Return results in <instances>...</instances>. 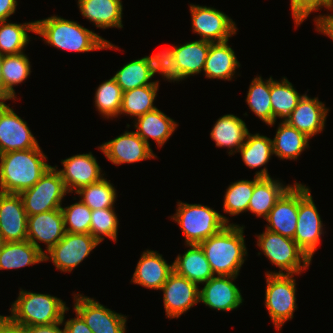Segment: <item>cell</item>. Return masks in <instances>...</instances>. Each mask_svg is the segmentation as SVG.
Wrapping results in <instances>:
<instances>
[{
	"label": "cell",
	"instance_id": "obj_1",
	"mask_svg": "<svg viewBox=\"0 0 333 333\" xmlns=\"http://www.w3.org/2000/svg\"><path fill=\"white\" fill-rule=\"evenodd\" d=\"M35 34L54 48L73 52H91L103 49H117L118 46L99 34L80 25L77 21L53 15L35 20Z\"/></svg>",
	"mask_w": 333,
	"mask_h": 333
},
{
	"label": "cell",
	"instance_id": "obj_2",
	"mask_svg": "<svg viewBox=\"0 0 333 333\" xmlns=\"http://www.w3.org/2000/svg\"><path fill=\"white\" fill-rule=\"evenodd\" d=\"M41 147L0 154V192L20 194L51 167Z\"/></svg>",
	"mask_w": 333,
	"mask_h": 333
},
{
	"label": "cell",
	"instance_id": "obj_3",
	"mask_svg": "<svg viewBox=\"0 0 333 333\" xmlns=\"http://www.w3.org/2000/svg\"><path fill=\"white\" fill-rule=\"evenodd\" d=\"M244 228V225L236 223L227 224L220 232L199 244L214 275H239L248 256Z\"/></svg>",
	"mask_w": 333,
	"mask_h": 333
},
{
	"label": "cell",
	"instance_id": "obj_4",
	"mask_svg": "<svg viewBox=\"0 0 333 333\" xmlns=\"http://www.w3.org/2000/svg\"><path fill=\"white\" fill-rule=\"evenodd\" d=\"M18 295L11 304V314L7 319L23 328L61 322L68 308L62 299L54 295L30 292L22 288Z\"/></svg>",
	"mask_w": 333,
	"mask_h": 333
},
{
	"label": "cell",
	"instance_id": "obj_5",
	"mask_svg": "<svg viewBox=\"0 0 333 333\" xmlns=\"http://www.w3.org/2000/svg\"><path fill=\"white\" fill-rule=\"evenodd\" d=\"M176 213L170 218L179 225L184 234L185 245H199L220 232L230 220L207 205L177 203Z\"/></svg>",
	"mask_w": 333,
	"mask_h": 333
},
{
	"label": "cell",
	"instance_id": "obj_6",
	"mask_svg": "<svg viewBox=\"0 0 333 333\" xmlns=\"http://www.w3.org/2000/svg\"><path fill=\"white\" fill-rule=\"evenodd\" d=\"M257 246L260 248L258 255L263 253L272 265L279 271H266L265 274H296L309 269L311 259L303 252L297 243L288 237L265 229L261 234H256Z\"/></svg>",
	"mask_w": 333,
	"mask_h": 333
},
{
	"label": "cell",
	"instance_id": "obj_7",
	"mask_svg": "<svg viewBox=\"0 0 333 333\" xmlns=\"http://www.w3.org/2000/svg\"><path fill=\"white\" fill-rule=\"evenodd\" d=\"M296 274H265V307L277 331L293 319L296 305Z\"/></svg>",
	"mask_w": 333,
	"mask_h": 333
},
{
	"label": "cell",
	"instance_id": "obj_8",
	"mask_svg": "<svg viewBox=\"0 0 333 333\" xmlns=\"http://www.w3.org/2000/svg\"><path fill=\"white\" fill-rule=\"evenodd\" d=\"M67 193L59 172L54 166H51L34 186L22 191L19 195L27 216H32L61 209L62 201Z\"/></svg>",
	"mask_w": 333,
	"mask_h": 333
},
{
	"label": "cell",
	"instance_id": "obj_9",
	"mask_svg": "<svg viewBox=\"0 0 333 333\" xmlns=\"http://www.w3.org/2000/svg\"><path fill=\"white\" fill-rule=\"evenodd\" d=\"M322 222L310 187L299 182L298 222L293 240L311 260L324 236Z\"/></svg>",
	"mask_w": 333,
	"mask_h": 333
},
{
	"label": "cell",
	"instance_id": "obj_10",
	"mask_svg": "<svg viewBox=\"0 0 333 333\" xmlns=\"http://www.w3.org/2000/svg\"><path fill=\"white\" fill-rule=\"evenodd\" d=\"M192 31L211 43L229 41L237 34L235 21L214 7L189 4Z\"/></svg>",
	"mask_w": 333,
	"mask_h": 333
},
{
	"label": "cell",
	"instance_id": "obj_11",
	"mask_svg": "<svg viewBox=\"0 0 333 333\" xmlns=\"http://www.w3.org/2000/svg\"><path fill=\"white\" fill-rule=\"evenodd\" d=\"M100 243L90 234L66 232L64 237L44 254V262L52 261L56 269L71 272L90 255ZM49 254V255H48Z\"/></svg>",
	"mask_w": 333,
	"mask_h": 333
},
{
	"label": "cell",
	"instance_id": "obj_12",
	"mask_svg": "<svg viewBox=\"0 0 333 333\" xmlns=\"http://www.w3.org/2000/svg\"><path fill=\"white\" fill-rule=\"evenodd\" d=\"M74 308L93 333H126L127 316L100 304L79 292L74 294Z\"/></svg>",
	"mask_w": 333,
	"mask_h": 333
},
{
	"label": "cell",
	"instance_id": "obj_13",
	"mask_svg": "<svg viewBox=\"0 0 333 333\" xmlns=\"http://www.w3.org/2000/svg\"><path fill=\"white\" fill-rule=\"evenodd\" d=\"M98 149L117 166L157 158L152 148L135 131L127 130L116 138L102 143Z\"/></svg>",
	"mask_w": 333,
	"mask_h": 333
},
{
	"label": "cell",
	"instance_id": "obj_14",
	"mask_svg": "<svg viewBox=\"0 0 333 333\" xmlns=\"http://www.w3.org/2000/svg\"><path fill=\"white\" fill-rule=\"evenodd\" d=\"M39 147L24 119L6 103H0V154Z\"/></svg>",
	"mask_w": 333,
	"mask_h": 333
},
{
	"label": "cell",
	"instance_id": "obj_15",
	"mask_svg": "<svg viewBox=\"0 0 333 333\" xmlns=\"http://www.w3.org/2000/svg\"><path fill=\"white\" fill-rule=\"evenodd\" d=\"M199 285L173 271L164 285L163 306L167 318H179L199 302Z\"/></svg>",
	"mask_w": 333,
	"mask_h": 333
},
{
	"label": "cell",
	"instance_id": "obj_16",
	"mask_svg": "<svg viewBox=\"0 0 333 333\" xmlns=\"http://www.w3.org/2000/svg\"><path fill=\"white\" fill-rule=\"evenodd\" d=\"M62 169L54 167L59 172L68 193H75L82 187L88 186L102 179L101 167L92 152L76 154L60 161Z\"/></svg>",
	"mask_w": 333,
	"mask_h": 333
},
{
	"label": "cell",
	"instance_id": "obj_17",
	"mask_svg": "<svg viewBox=\"0 0 333 333\" xmlns=\"http://www.w3.org/2000/svg\"><path fill=\"white\" fill-rule=\"evenodd\" d=\"M238 276L214 275L199 289V302L217 311H232L242 305L241 290L234 284Z\"/></svg>",
	"mask_w": 333,
	"mask_h": 333
},
{
	"label": "cell",
	"instance_id": "obj_18",
	"mask_svg": "<svg viewBox=\"0 0 333 333\" xmlns=\"http://www.w3.org/2000/svg\"><path fill=\"white\" fill-rule=\"evenodd\" d=\"M65 233L61 209L50 210L27 218V240L43 254L55 246ZM38 242L46 244L45 251Z\"/></svg>",
	"mask_w": 333,
	"mask_h": 333
},
{
	"label": "cell",
	"instance_id": "obj_19",
	"mask_svg": "<svg viewBox=\"0 0 333 333\" xmlns=\"http://www.w3.org/2000/svg\"><path fill=\"white\" fill-rule=\"evenodd\" d=\"M299 182L292 186L275 203L268 216L265 229L293 239L298 222Z\"/></svg>",
	"mask_w": 333,
	"mask_h": 333
},
{
	"label": "cell",
	"instance_id": "obj_20",
	"mask_svg": "<svg viewBox=\"0 0 333 333\" xmlns=\"http://www.w3.org/2000/svg\"><path fill=\"white\" fill-rule=\"evenodd\" d=\"M27 218L19 194L0 192V233L6 242L27 240Z\"/></svg>",
	"mask_w": 333,
	"mask_h": 333
},
{
	"label": "cell",
	"instance_id": "obj_21",
	"mask_svg": "<svg viewBox=\"0 0 333 333\" xmlns=\"http://www.w3.org/2000/svg\"><path fill=\"white\" fill-rule=\"evenodd\" d=\"M329 111L318 97L311 98L305 92L287 123L311 139L323 132Z\"/></svg>",
	"mask_w": 333,
	"mask_h": 333
},
{
	"label": "cell",
	"instance_id": "obj_22",
	"mask_svg": "<svg viewBox=\"0 0 333 333\" xmlns=\"http://www.w3.org/2000/svg\"><path fill=\"white\" fill-rule=\"evenodd\" d=\"M162 256L151 249L143 251L130 282L147 289L160 290L174 271L173 262L168 264Z\"/></svg>",
	"mask_w": 333,
	"mask_h": 333
},
{
	"label": "cell",
	"instance_id": "obj_23",
	"mask_svg": "<svg viewBox=\"0 0 333 333\" xmlns=\"http://www.w3.org/2000/svg\"><path fill=\"white\" fill-rule=\"evenodd\" d=\"M135 132L149 145V139L162 148L179 126L174 119L156 108L135 119Z\"/></svg>",
	"mask_w": 333,
	"mask_h": 333
},
{
	"label": "cell",
	"instance_id": "obj_24",
	"mask_svg": "<svg viewBox=\"0 0 333 333\" xmlns=\"http://www.w3.org/2000/svg\"><path fill=\"white\" fill-rule=\"evenodd\" d=\"M81 15L96 28H123L122 0H78Z\"/></svg>",
	"mask_w": 333,
	"mask_h": 333
},
{
	"label": "cell",
	"instance_id": "obj_25",
	"mask_svg": "<svg viewBox=\"0 0 333 333\" xmlns=\"http://www.w3.org/2000/svg\"><path fill=\"white\" fill-rule=\"evenodd\" d=\"M228 42L210 44L203 69L206 78L231 81L235 77L236 69L241 65Z\"/></svg>",
	"mask_w": 333,
	"mask_h": 333
},
{
	"label": "cell",
	"instance_id": "obj_26",
	"mask_svg": "<svg viewBox=\"0 0 333 333\" xmlns=\"http://www.w3.org/2000/svg\"><path fill=\"white\" fill-rule=\"evenodd\" d=\"M248 127L244 120L234 114H225L217 119L210 137L217 147H227V153L236 154L245 143Z\"/></svg>",
	"mask_w": 333,
	"mask_h": 333
},
{
	"label": "cell",
	"instance_id": "obj_27",
	"mask_svg": "<svg viewBox=\"0 0 333 333\" xmlns=\"http://www.w3.org/2000/svg\"><path fill=\"white\" fill-rule=\"evenodd\" d=\"M190 247L182 255H178L173 262L174 271L196 284H203L214 276L206 255L200 245H186Z\"/></svg>",
	"mask_w": 333,
	"mask_h": 333
},
{
	"label": "cell",
	"instance_id": "obj_28",
	"mask_svg": "<svg viewBox=\"0 0 333 333\" xmlns=\"http://www.w3.org/2000/svg\"><path fill=\"white\" fill-rule=\"evenodd\" d=\"M238 153L241 154L243 163L250 169L265 166L263 169L256 171L254 176L260 178L271 177L266 168V164L274 155L271 138L259 133L251 134L249 132Z\"/></svg>",
	"mask_w": 333,
	"mask_h": 333
},
{
	"label": "cell",
	"instance_id": "obj_29",
	"mask_svg": "<svg viewBox=\"0 0 333 333\" xmlns=\"http://www.w3.org/2000/svg\"><path fill=\"white\" fill-rule=\"evenodd\" d=\"M304 94L298 93L293 84L286 77L281 80H274L270 76V101L272 107V124L275 125L277 119L281 118V122H287L292 111L298 105V102Z\"/></svg>",
	"mask_w": 333,
	"mask_h": 333
},
{
	"label": "cell",
	"instance_id": "obj_30",
	"mask_svg": "<svg viewBox=\"0 0 333 333\" xmlns=\"http://www.w3.org/2000/svg\"><path fill=\"white\" fill-rule=\"evenodd\" d=\"M291 186L271 177L261 178L254 186L248 211L258 218L265 219L275 203Z\"/></svg>",
	"mask_w": 333,
	"mask_h": 333
},
{
	"label": "cell",
	"instance_id": "obj_31",
	"mask_svg": "<svg viewBox=\"0 0 333 333\" xmlns=\"http://www.w3.org/2000/svg\"><path fill=\"white\" fill-rule=\"evenodd\" d=\"M305 134L292 127L287 122H281L272 139L273 154L280 160H297L301 153L309 148V141Z\"/></svg>",
	"mask_w": 333,
	"mask_h": 333
},
{
	"label": "cell",
	"instance_id": "obj_32",
	"mask_svg": "<svg viewBox=\"0 0 333 333\" xmlns=\"http://www.w3.org/2000/svg\"><path fill=\"white\" fill-rule=\"evenodd\" d=\"M41 262L44 254L28 240L6 242L0 249V270H16Z\"/></svg>",
	"mask_w": 333,
	"mask_h": 333
},
{
	"label": "cell",
	"instance_id": "obj_33",
	"mask_svg": "<svg viewBox=\"0 0 333 333\" xmlns=\"http://www.w3.org/2000/svg\"><path fill=\"white\" fill-rule=\"evenodd\" d=\"M211 42L195 40L175 45L174 57L186 78L203 72Z\"/></svg>",
	"mask_w": 333,
	"mask_h": 333
},
{
	"label": "cell",
	"instance_id": "obj_34",
	"mask_svg": "<svg viewBox=\"0 0 333 333\" xmlns=\"http://www.w3.org/2000/svg\"><path fill=\"white\" fill-rule=\"evenodd\" d=\"M9 21L11 20L0 22L1 55H16L25 52L26 46L31 41L28 33H35V21L21 24Z\"/></svg>",
	"mask_w": 333,
	"mask_h": 333
},
{
	"label": "cell",
	"instance_id": "obj_35",
	"mask_svg": "<svg viewBox=\"0 0 333 333\" xmlns=\"http://www.w3.org/2000/svg\"><path fill=\"white\" fill-rule=\"evenodd\" d=\"M152 85H144L123 92L120 115L134 117L136 119L145 113L156 109L154 101L159 90V80Z\"/></svg>",
	"mask_w": 333,
	"mask_h": 333
},
{
	"label": "cell",
	"instance_id": "obj_36",
	"mask_svg": "<svg viewBox=\"0 0 333 333\" xmlns=\"http://www.w3.org/2000/svg\"><path fill=\"white\" fill-rule=\"evenodd\" d=\"M112 77L123 92L156 82L152 81L153 69L146 56L126 63Z\"/></svg>",
	"mask_w": 333,
	"mask_h": 333
},
{
	"label": "cell",
	"instance_id": "obj_37",
	"mask_svg": "<svg viewBox=\"0 0 333 333\" xmlns=\"http://www.w3.org/2000/svg\"><path fill=\"white\" fill-rule=\"evenodd\" d=\"M249 109L265 124H272V107L270 101V78L256 76L250 83L246 95Z\"/></svg>",
	"mask_w": 333,
	"mask_h": 333
},
{
	"label": "cell",
	"instance_id": "obj_38",
	"mask_svg": "<svg viewBox=\"0 0 333 333\" xmlns=\"http://www.w3.org/2000/svg\"><path fill=\"white\" fill-rule=\"evenodd\" d=\"M116 188L105 177L88 186L82 187L75 194L79 200L86 204L91 210L104 208H115L117 199Z\"/></svg>",
	"mask_w": 333,
	"mask_h": 333
},
{
	"label": "cell",
	"instance_id": "obj_39",
	"mask_svg": "<svg viewBox=\"0 0 333 333\" xmlns=\"http://www.w3.org/2000/svg\"><path fill=\"white\" fill-rule=\"evenodd\" d=\"M260 179V177L254 176L252 180L232 182L224 194L223 211L229 216H238L240 213L248 212L254 186Z\"/></svg>",
	"mask_w": 333,
	"mask_h": 333
},
{
	"label": "cell",
	"instance_id": "obj_40",
	"mask_svg": "<svg viewBox=\"0 0 333 333\" xmlns=\"http://www.w3.org/2000/svg\"><path fill=\"white\" fill-rule=\"evenodd\" d=\"M31 62L24 52L16 55H4L2 62V78L5 90L15 99L14 86L23 83L31 75Z\"/></svg>",
	"mask_w": 333,
	"mask_h": 333
},
{
	"label": "cell",
	"instance_id": "obj_41",
	"mask_svg": "<svg viewBox=\"0 0 333 333\" xmlns=\"http://www.w3.org/2000/svg\"><path fill=\"white\" fill-rule=\"evenodd\" d=\"M123 91L116 80L111 77L99 84L95 91L94 104L96 111L104 118H118L122 103Z\"/></svg>",
	"mask_w": 333,
	"mask_h": 333
},
{
	"label": "cell",
	"instance_id": "obj_42",
	"mask_svg": "<svg viewBox=\"0 0 333 333\" xmlns=\"http://www.w3.org/2000/svg\"><path fill=\"white\" fill-rule=\"evenodd\" d=\"M91 215L90 235L99 243L105 237L117 242L119 220L114 208L92 210Z\"/></svg>",
	"mask_w": 333,
	"mask_h": 333
},
{
	"label": "cell",
	"instance_id": "obj_43",
	"mask_svg": "<svg viewBox=\"0 0 333 333\" xmlns=\"http://www.w3.org/2000/svg\"><path fill=\"white\" fill-rule=\"evenodd\" d=\"M174 48L175 46L173 45L172 47H167L160 52L158 51L157 53L146 57L150 62L154 75L158 73L159 75H162L164 80L177 83L187 78L176 62Z\"/></svg>",
	"mask_w": 333,
	"mask_h": 333
},
{
	"label": "cell",
	"instance_id": "obj_44",
	"mask_svg": "<svg viewBox=\"0 0 333 333\" xmlns=\"http://www.w3.org/2000/svg\"><path fill=\"white\" fill-rule=\"evenodd\" d=\"M65 231L76 234H90L92 210L82 201L62 206Z\"/></svg>",
	"mask_w": 333,
	"mask_h": 333
},
{
	"label": "cell",
	"instance_id": "obj_45",
	"mask_svg": "<svg viewBox=\"0 0 333 333\" xmlns=\"http://www.w3.org/2000/svg\"><path fill=\"white\" fill-rule=\"evenodd\" d=\"M291 14L296 27L300 26L311 13L325 8L333 12V0H290Z\"/></svg>",
	"mask_w": 333,
	"mask_h": 333
},
{
	"label": "cell",
	"instance_id": "obj_46",
	"mask_svg": "<svg viewBox=\"0 0 333 333\" xmlns=\"http://www.w3.org/2000/svg\"><path fill=\"white\" fill-rule=\"evenodd\" d=\"M68 310L69 308L65 310L62 320L66 333H93L92 330L88 327V325H86L83 318L77 312H75V318H70L65 321V313H67Z\"/></svg>",
	"mask_w": 333,
	"mask_h": 333
},
{
	"label": "cell",
	"instance_id": "obj_47",
	"mask_svg": "<svg viewBox=\"0 0 333 333\" xmlns=\"http://www.w3.org/2000/svg\"><path fill=\"white\" fill-rule=\"evenodd\" d=\"M316 31L328 36L333 41V13L319 14L314 19Z\"/></svg>",
	"mask_w": 333,
	"mask_h": 333
},
{
	"label": "cell",
	"instance_id": "obj_48",
	"mask_svg": "<svg viewBox=\"0 0 333 333\" xmlns=\"http://www.w3.org/2000/svg\"><path fill=\"white\" fill-rule=\"evenodd\" d=\"M60 325H63L62 321L51 325L24 327L23 329L25 333H66L64 328H59Z\"/></svg>",
	"mask_w": 333,
	"mask_h": 333
},
{
	"label": "cell",
	"instance_id": "obj_49",
	"mask_svg": "<svg viewBox=\"0 0 333 333\" xmlns=\"http://www.w3.org/2000/svg\"><path fill=\"white\" fill-rule=\"evenodd\" d=\"M17 3V0H0V22L8 20L16 12Z\"/></svg>",
	"mask_w": 333,
	"mask_h": 333
},
{
	"label": "cell",
	"instance_id": "obj_50",
	"mask_svg": "<svg viewBox=\"0 0 333 333\" xmlns=\"http://www.w3.org/2000/svg\"><path fill=\"white\" fill-rule=\"evenodd\" d=\"M4 55L0 54V103H5L8 100H15L6 90L4 87V81L2 78V62H3Z\"/></svg>",
	"mask_w": 333,
	"mask_h": 333
},
{
	"label": "cell",
	"instance_id": "obj_51",
	"mask_svg": "<svg viewBox=\"0 0 333 333\" xmlns=\"http://www.w3.org/2000/svg\"><path fill=\"white\" fill-rule=\"evenodd\" d=\"M0 333H25L23 327L12 324L6 319L0 326Z\"/></svg>",
	"mask_w": 333,
	"mask_h": 333
},
{
	"label": "cell",
	"instance_id": "obj_52",
	"mask_svg": "<svg viewBox=\"0 0 333 333\" xmlns=\"http://www.w3.org/2000/svg\"><path fill=\"white\" fill-rule=\"evenodd\" d=\"M6 244L3 235L0 233V249Z\"/></svg>",
	"mask_w": 333,
	"mask_h": 333
},
{
	"label": "cell",
	"instance_id": "obj_53",
	"mask_svg": "<svg viewBox=\"0 0 333 333\" xmlns=\"http://www.w3.org/2000/svg\"><path fill=\"white\" fill-rule=\"evenodd\" d=\"M7 319V316L0 314V326Z\"/></svg>",
	"mask_w": 333,
	"mask_h": 333
}]
</instances>
